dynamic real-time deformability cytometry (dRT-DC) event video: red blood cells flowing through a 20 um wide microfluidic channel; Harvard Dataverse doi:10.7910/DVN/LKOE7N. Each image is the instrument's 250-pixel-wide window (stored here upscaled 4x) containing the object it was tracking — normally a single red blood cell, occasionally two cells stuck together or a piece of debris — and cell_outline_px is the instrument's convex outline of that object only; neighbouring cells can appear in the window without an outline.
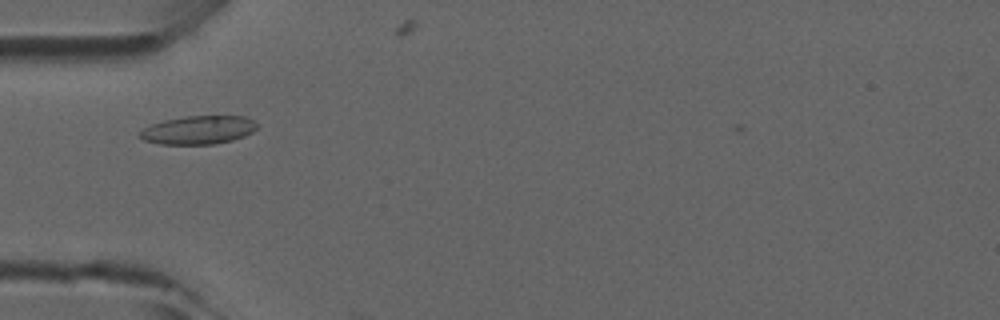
{"species": "common noctule bat (a hibernating species)", "species_latin": "Nyctalus noctula", "temperature_condition": "room temperature", "stored_images_in_passage": 4, "camera_frame_rate_fps": 3000, "um_per_image_px": 0.085, "animal": {"sex": "male", "forearm_length_mm": 52.5}, "frame": {"image": 1, "passage_image": 2, "time_ms": 0.333, "image_size_px": [1000, 320], "cell_outline_px": [[256, 128], [252, 132], [244, 136], [232, 140], [212, 144], [160, 144], [144, 140], [136, 136], [136, 132], [152, 124], [164, 120], [184, 116], [244, 116], [252, 120], [256, 124]], "centroid_in_image_um": [16.79, 11.05], "position_along_channel_um": 68.2, "area_um2": 19.42}}